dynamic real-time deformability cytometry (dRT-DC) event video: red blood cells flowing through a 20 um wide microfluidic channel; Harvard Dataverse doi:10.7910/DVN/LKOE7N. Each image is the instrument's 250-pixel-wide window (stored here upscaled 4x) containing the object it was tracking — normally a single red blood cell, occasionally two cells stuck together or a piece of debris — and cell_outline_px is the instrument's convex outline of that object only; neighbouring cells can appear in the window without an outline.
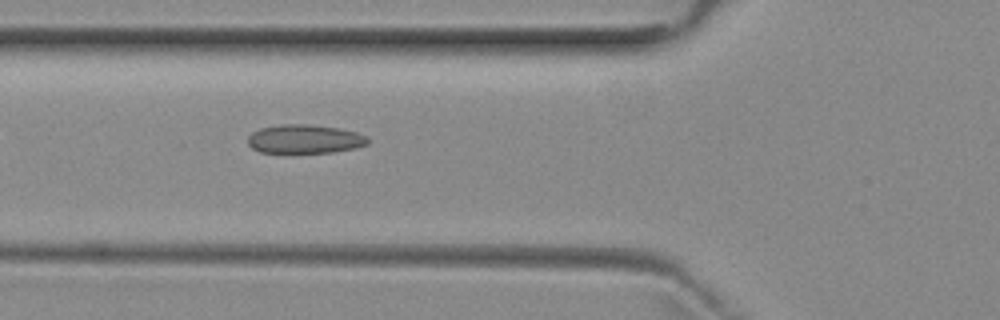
{"species": "common noctule bat (a hibernating species)", "species_latin": "Nyctalus noctula", "temperature_condition": "room temperature", "stored_images_in_passage": 3, "camera_frame_rate_fps": 3000, "um_per_image_px": 0.085, "animal": {"sex": "female", "body_mass_g": 29.2, "forearm_length_mm": 56.3}, "frame": {"image": 1, "passage_image": 3, "time_ms": 2.333, "image_size_px": [1000, 320], "cell_outline_px": [[368, 144], [356, 148], [332, 152], [260, 152], [252, 148], [248, 144], [248, 136], [252, 132], [260, 128], [280, 124], [308, 124], [340, 128], [356, 132], [368, 136]], "centroid_in_image_um": [25.91, 11.8], "position_along_channel_um": 99.9, "area_um2": 20.17}}